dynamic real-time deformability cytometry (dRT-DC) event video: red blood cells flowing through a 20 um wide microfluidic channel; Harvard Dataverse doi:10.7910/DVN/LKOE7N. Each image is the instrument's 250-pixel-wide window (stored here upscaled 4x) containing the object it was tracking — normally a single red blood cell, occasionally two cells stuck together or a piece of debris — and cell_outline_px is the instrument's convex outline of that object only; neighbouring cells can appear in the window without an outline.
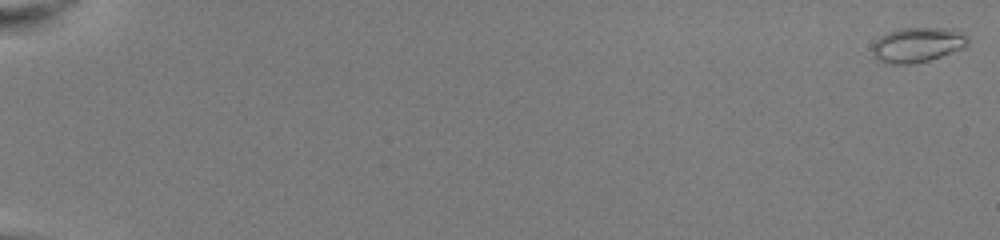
{"species": "common noctule bat (a hibernating species)", "species_latin": "Nyctalus noctula", "temperature_condition": "room temperature", "stored_images_in_passage": 53, "camera_frame_rate_fps": 3000, "um_per_image_px": 0.085, "animal": {"sex": "female", "body_mass_g": 22.0, "forearm_length_mm": 56.7}, "frame": {"image": 1, "passage_image": 1, "time_ms": 0.0, "image_size_px": [1000, 240], "cell_outline_px": [[968, 44], [964, 48], [928, 60], [912, 64], [884, 64], [876, 60], [872, 52], [872, 44], [880, 36], [888, 32], [900, 28], [952, 28], [964, 36], [968, 40]], "centroid_in_image_um": [77.92, 3.82], "position_along_channel_um": 7.1, "area_um2": 19.42}}
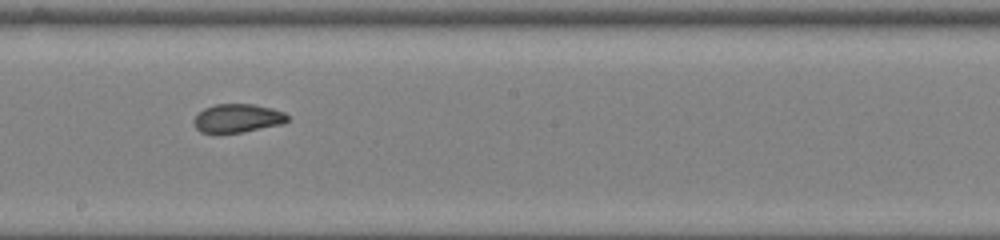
{"frame": {"image": 2, "passage_image": 33, "time_ms": 10.667, "image_size_px": [1000, 240], "cell_outline_px": [[288, 120], [280, 124], [240, 132], [200, 132], [196, 128], [196, 116], [204, 108], [216, 104], [252, 104], [272, 108], [284, 112], [288, 116]], "centroid_in_image_um": [20.21, 10.03], "position_along_channel_um": 228.0, "area_um2": 15.09}}
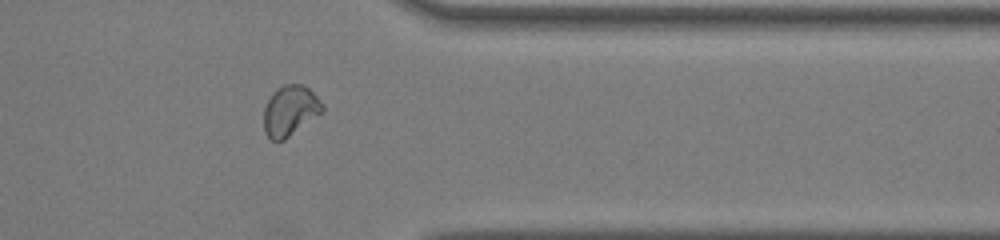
{"frame": {"image": 3, "passage_image": 45, "time_ms": 14.667, "image_size_px": [1000, 240], "cell_outline_px": [[324, 112], [284, 140], [272, 140], [264, 132], [264, 108], [272, 92], [276, 88], [284, 84], [300, 84], [308, 88], [324, 104]], "centroid_in_image_um": [24.67, 9.4], "position_along_channel_um": 386.7, "area_um2": 17.28}, "authors_computed_cell_mechanics": {"area_um2": 17.2822, "velocity_mm_per_s": 4.0558, "shape_relaxation_time_tau1_ms": 6.9654, "shape_relaxation_time_tau2_ms": 1.0908, "deformation_change_tau1": 0.2032, "deformation_change_tau2": 0.0617}}